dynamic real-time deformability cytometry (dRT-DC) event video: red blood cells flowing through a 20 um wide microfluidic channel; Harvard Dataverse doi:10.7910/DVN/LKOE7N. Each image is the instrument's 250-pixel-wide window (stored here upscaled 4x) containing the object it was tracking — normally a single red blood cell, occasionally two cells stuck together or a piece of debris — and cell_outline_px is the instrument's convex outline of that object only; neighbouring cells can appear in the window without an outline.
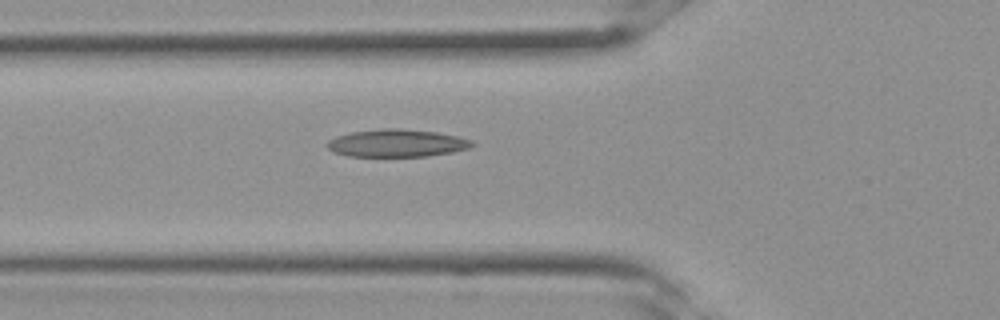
{"species": "Egyptian fruit bat (a non-hibernating species)", "species_latin": "Rousettus aegyptiacus", "temperature_condition": "room temperature", "stored_images_in_passage": 33, "camera_frame_rate_fps": 3000, "um_per_image_px": 0.085, "frame": {"image": 1, "passage_image": 12, "time_ms": 3.667, "image_size_px": [1000, 320], "cell_outline_px": [[476, 144], [468, 148], [452, 152], [428, 156], [348, 156], [332, 152], [324, 144], [328, 140], [336, 136], [352, 132], [380, 128], [400, 128], [436, 132], [456, 136], [472, 140]], "centroid_in_image_um": [33.69, 12.16], "position_along_channel_um": 92.1, "area_um2": 23.41}}
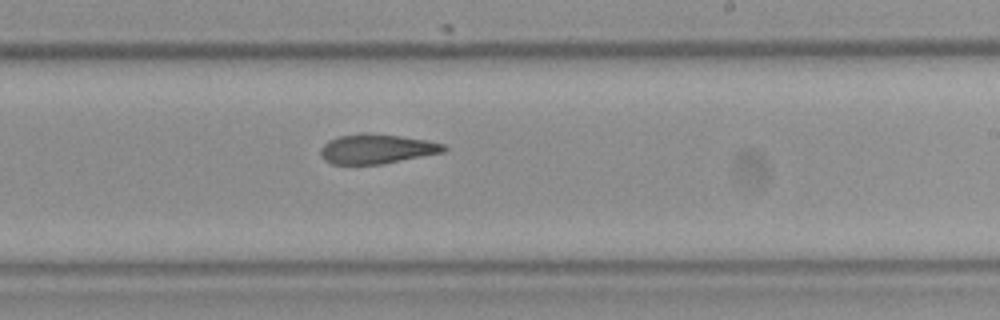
{"frame": {"image": 2, "passage_image": 20, "time_ms": 6.333, "image_size_px": [1000, 320], "cell_outline_px": [[448, 148], [444, 152], [384, 164], [332, 164], [324, 160], [320, 156], [320, 148], [328, 140], [340, 136], [360, 132], [364, 132], [400, 136], [428, 140], [444, 144]], "centroid_in_image_um": [32.01, 12.65], "position_along_channel_um": 257.0, "area_um2": 21.5}}
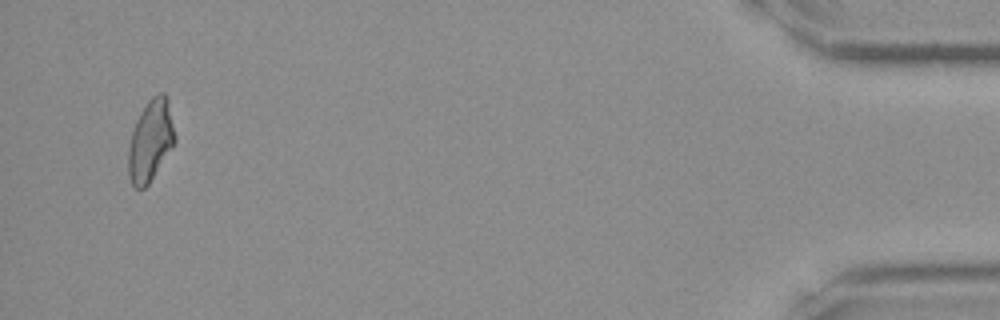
{"frame": {"image": 3, "passage_image": 32, "time_ms": 10.333, "image_size_px": [1000, 320], "cell_outline_px": [[176, 140], [148, 184], [144, 188], [136, 188], [132, 184], [128, 176], [128, 148], [132, 132], [136, 120], [140, 112], [148, 100], [152, 96], [160, 92], [164, 92], [168, 96], [176, 136]], "centroid_in_image_um": [12.8, 11.9], "position_along_channel_um": 422.4, "area_um2": 22.08}}